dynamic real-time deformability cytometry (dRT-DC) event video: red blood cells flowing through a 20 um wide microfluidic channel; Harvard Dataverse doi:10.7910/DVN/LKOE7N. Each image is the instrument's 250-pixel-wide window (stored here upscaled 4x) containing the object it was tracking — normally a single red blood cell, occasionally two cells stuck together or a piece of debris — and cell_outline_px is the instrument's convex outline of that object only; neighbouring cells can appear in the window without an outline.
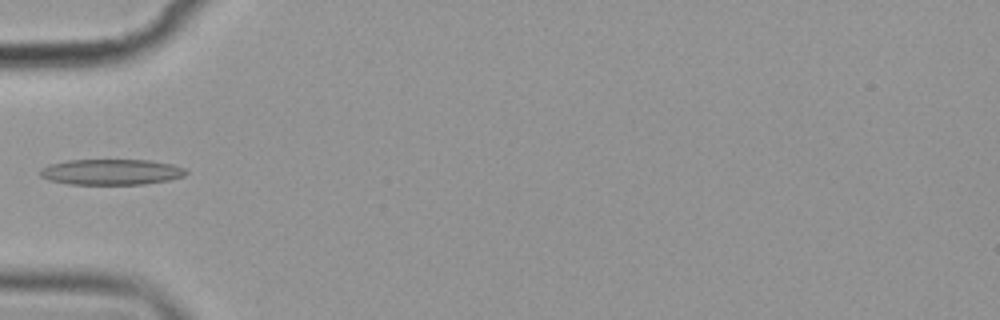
{"species": "common noctule bat (a hibernating species)", "species_latin": "Nyctalus noctula", "temperature_condition": "cold", "stored_images_in_passage": 6, "camera_frame_rate_fps": 3000, "um_per_image_px": 0.085, "animal": {"sex": "female", "body_mass_g": 19.9}, "frame": {"image": 1, "passage_image": 6, "time_ms": 5.667, "image_size_px": [1000, 320], "cell_outline_px": [[188, 172], [184, 176], [168, 180], [144, 184], [68, 184], [48, 180], [40, 176], [40, 172], [44, 168], [52, 164], [68, 160], [148, 160], [172, 164], [184, 168]], "centroid_in_image_um": [9.48, 14.62], "position_along_channel_um": 75.5, "area_um2": 21.68}}